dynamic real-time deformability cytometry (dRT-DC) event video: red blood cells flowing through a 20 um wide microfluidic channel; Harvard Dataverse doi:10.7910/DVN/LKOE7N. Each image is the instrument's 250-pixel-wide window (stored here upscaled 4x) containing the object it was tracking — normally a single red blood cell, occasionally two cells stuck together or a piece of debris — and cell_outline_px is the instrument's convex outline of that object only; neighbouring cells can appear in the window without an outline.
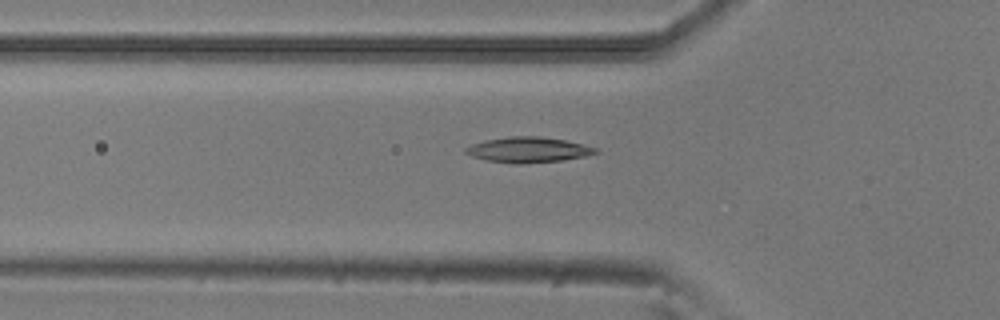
{"species": "common noctule bat (a hibernating species)", "species_latin": "Nyctalus noctula", "temperature_condition": "room temperature", "stored_images_in_passage": 3, "camera_frame_rate_fps": 3000, "um_per_image_px": 0.085, "animal": {"sex": "male", "body_mass_g": 20.5, "forearm_length_mm": 52.5}, "frame": {"image": 1, "passage_image": 3, "time_ms": 0.667, "image_size_px": [1000, 320], "cell_outline_px": [[600, 152], [584, 156], [560, 160], [520, 164], [516, 164], [488, 160], [472, 156], [464, 152], [464, 148], [472, 144], [484, 140], [508, 136], [540, 136], [564, 140], [596, 148]], "centroid_in_image_um": [44.85, 12.72], "position_along_channel_um": 81.0, "area_um2": 19.02}}